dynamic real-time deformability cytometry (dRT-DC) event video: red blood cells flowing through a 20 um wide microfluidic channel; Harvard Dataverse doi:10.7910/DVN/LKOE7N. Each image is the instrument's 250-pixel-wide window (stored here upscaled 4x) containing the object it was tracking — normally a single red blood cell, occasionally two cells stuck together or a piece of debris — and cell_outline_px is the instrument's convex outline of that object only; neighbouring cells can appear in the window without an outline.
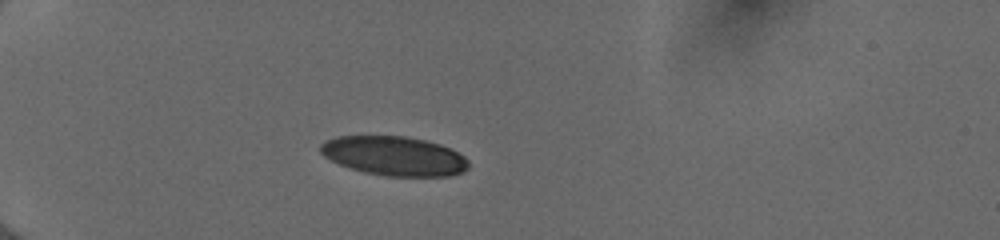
{"species": "human", "species_latin": "Homo sapiens", "temperature_condition": "cold", "stored_images_in_passage": 37, "camera_frame_rate_fps": 3000, "um_per_image_px": 0.085, "donor": {"sex": "female"}, "frame": {"image": 1, "passage_image": 1, "time_ms": 0.0, "image_size_px": [1000, 240], "cell_outline_px": [[468, 168], [464, 172], [452, 176], [388, 176], [364, 172], [340, 164], [324, 156], [320, 152], [320, 144], [324, 140], [336, 136], [404, 136], [424, 140], [440, 144], [452, 148], [464, 156], [468, 160]], "centroid_in_image_um": [33.53, 13.25], "position_along_channel_um": 51.5, "area_um2": 33.99}}
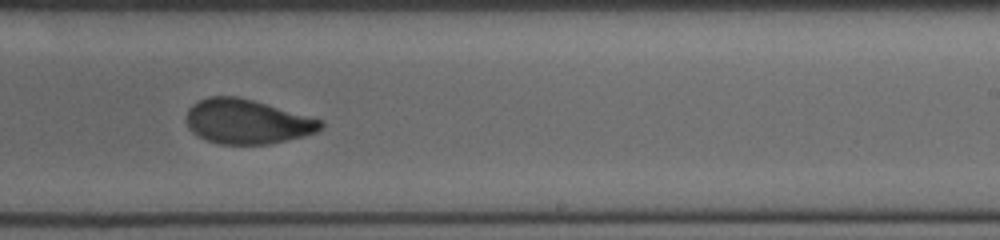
{"frame": {"image": 2, "passage_image": 20, "time_ms": 6.333, "image_size_px": [1000, 240], "cell_outline_px": [[324, 128], [316, 132], [304, 136], [268, 144], [220, 144], [196, 136], [188, 128], [188, 108], [192, 104], [208, 96], [236, 96], [252, 100], [324, 120]], "centroid_in_image_um": [21.02, 10.34], "position_along_channel_um": 268.0, "area_um2": 34.8}}
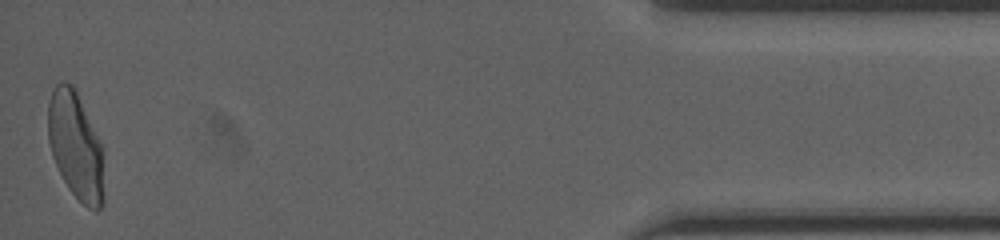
{"frame": {"image": 3, "passage_image": 37, "time_ms": 12.0, "image_size_px": [1000, 240], "cell_outline_px": [[104, 200], [100, 208], [96, 212], [88, 208], [68, 188], [52, 156], [48, 140], [48, 104], [52, 92], [56, 84], [72, 84], [76, 92], [100, 144]], "centroid_in_image_um": [6.4, 12.45], "position_along_channel_um": 428.8, "area_um2": 33.81}, "authors_computed_cell_mechanics": {"area_um2": 35.6048, "velocity_mm_per_s": 3.9863, "shape_relaxation_time_tau1_ms": 5.8549, "shape_relaxation_time_tau2_ms": 1.1461, "deformation_change_tau1": 0.1798, "deformation_change_tau2": 0.0605}}